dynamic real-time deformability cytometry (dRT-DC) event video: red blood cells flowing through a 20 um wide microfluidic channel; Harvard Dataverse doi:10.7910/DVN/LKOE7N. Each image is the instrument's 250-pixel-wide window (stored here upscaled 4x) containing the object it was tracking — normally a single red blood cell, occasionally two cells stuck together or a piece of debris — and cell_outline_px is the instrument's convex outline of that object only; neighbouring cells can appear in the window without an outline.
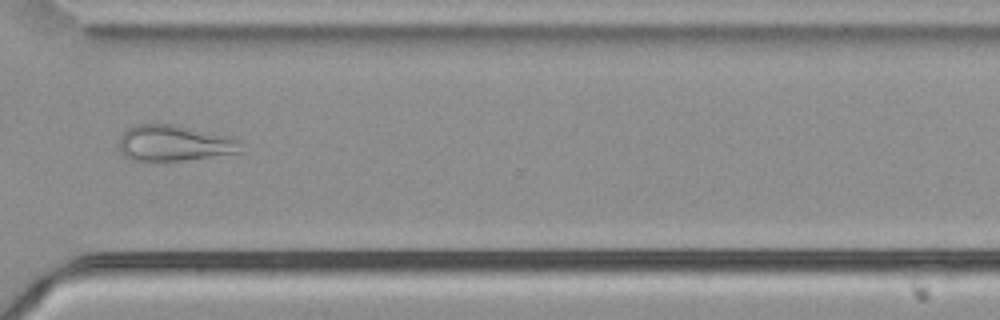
{"species": "common noctule bat (a hibernating species)", "species_latin": "Nyctalus noctula", "temperature_condition": "cold", "stored_images_in_passage": 40, "camera_frame_rate_fps": 3000, "um_per_image_px": 0.085, "animal": {"sex": "male", "body_mass_g": 21.5, "forearm_length_mm": 52.0}, "frame": {"image": 1, "passage_image": 26, "time_ms": 8.333, "image_size_px": [1000, 320], "cell_outline_px": [[240, 152], [180, 160], [148, 164], [128, 160], [120, 152], [120, 136], [132, 124], [176, 124], [232, 136], [240, 140]], "centroid_in_image_um": [14.74, 12.18], "position_along_channel_um": 355.9, "area_um2": 26.24}}
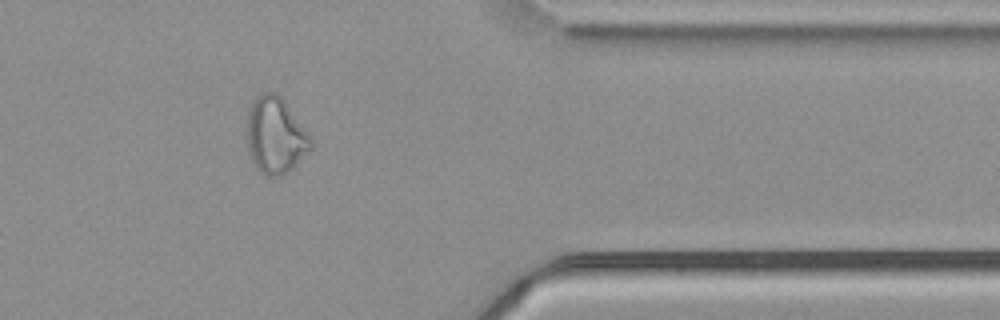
{"frame": {"image": 2, "passage_image": 30, "time_ms": 9.667, "image_size_px": [1000, 320], "cell_outline_px": [[312, 148], [288, 172], [280, 176], [268, 176], [260, 172], [256, 168], [248, 152], [248, 112], [256, 96], [264, 92], [276, 92], [284, 100], [308, 132], [312, 140]], "centroid_in_image_um": [23.42, 11.52], "position_along_channel_um": 388.0, "area_um2": 28.26}}
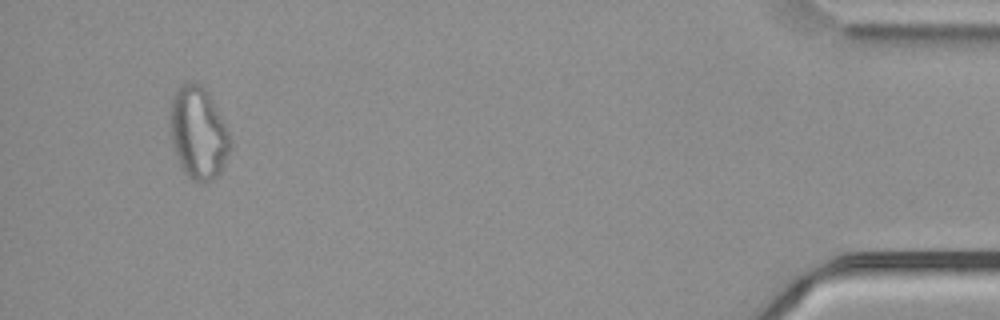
{"frame": {"image": 3, "passage_image": 37, "time_ms": 12.0, "image_size_px": [1000, 320], "cell_outline_px": [[232, 148], [220, 172], [208, 184], [204, 184], [192, 180], [184, 172], [176, 156], [172, 144], [168, 124], [168, 112], [172, 100], [176, 92], [184, 84], [200, 84], [208, 92], [232, 140]], "centroid_in_image_um": [16.84, 11.36], "position_along_channel_um": 418.4, "area_um2": 32.43}, "authors_computed_cell_mechanics": {"area_um2": 27.0504, "velocity_mm_per_s": 3.7519, "shape_relaxation_time_tau1_ms": null, "shape_relaxation_time_tau2_ms": 4.2222, "deformation_change_tau1": null, "deformation_change_tau2": 0.142}}